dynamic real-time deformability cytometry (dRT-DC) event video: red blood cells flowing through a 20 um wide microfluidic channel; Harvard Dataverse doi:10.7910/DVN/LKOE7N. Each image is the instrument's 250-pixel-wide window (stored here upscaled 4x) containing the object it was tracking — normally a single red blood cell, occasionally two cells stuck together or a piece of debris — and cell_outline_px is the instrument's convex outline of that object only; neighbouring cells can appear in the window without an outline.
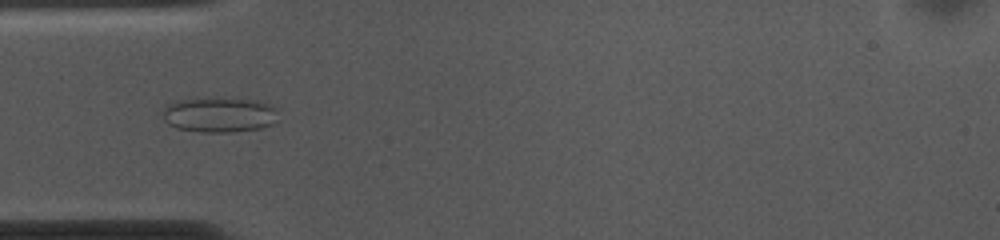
{"species": "common noctule bat (a hibernating species)", "species_latin": "Nyctalus noctula", "temperature_condition": "cold", "stored_images_in_passage": 48, "camera_frame_rate_fps": 3000, "um_per_image_px": 0.085, "animal": {"sex": "female", "body_mass_g": 10.0, "forearm_length_mm": 53.1}, "frame": {"image": 1, "passage_image": 10, "time_ms": 3.0, "image_size_px": [1000, 240], "cell_outline_px": [[276, 108], [272, 124], [264, 128], [232, 132], [200, 132], [176, 128], [168, 124], [164, 120], [160, 112], [164, 104], [176, 100], [232, 96], [256, 100], [272, 104]], "centroid_in_image_um": [18.58, 9.72], "position_along_channel_um": 66.4, "area_um2": 24.45}}
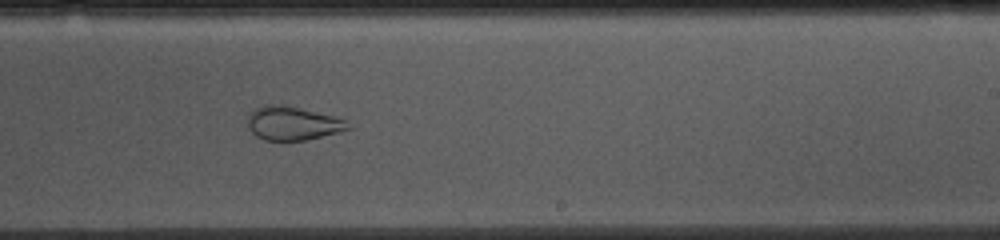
{"frame": {"image": 2, "passage_image": 26, "time_ms": 8.333, "image_size_px": [1000, 240], "cell_outline_px": [[352, 128], [340, 132], [304, 140], [264, 140], [256, 136], [248, 128], [248, 116], [256, 108], [264, 104], [276, 104], [300, 108], [332, 116], [344, 120]], "centroid_in_image_um": [24.85, 10.49], "position_along_channel_um": 264.2, "area_um2": 19.42}}
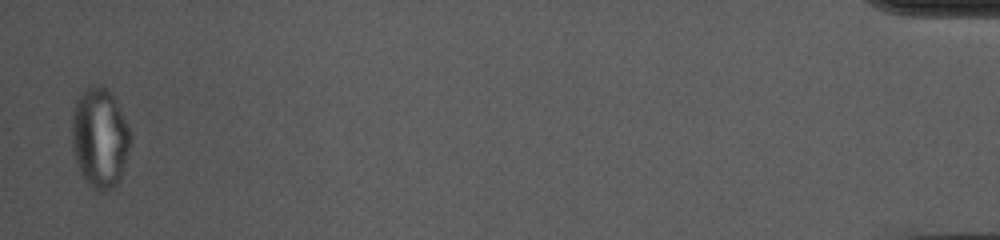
{"frame": {"image": 3, "passage_image": 47, "time_ms": 15.333, "image_size_px": [1000, 240], "cell_outline_px": [[132, 136], [128, 152], [120, 180], [112, 188], [100, 192], [92, 188], [84, 180], [80, 172], [72, 148], [72, 120], [76, 100], [84, 88], [96, 84], [100, 84], [112, 92], [116, 100]], "centroid_in_image_um": [8.48, 11.7], "position_along_channel_um": 426.7, "area_um2": 34.28}, "authors_computed_cell_mechanics": {"area_um2": 25.8655, "velocity_mm_per_s": 3.6991, "shape_relaxation_time_tau1_ms": null, "shape_relaxation_time_tau2_ms": 1.1492, "deformation_change_tau1": null, "deformation_change_tau2": 0.0539}}